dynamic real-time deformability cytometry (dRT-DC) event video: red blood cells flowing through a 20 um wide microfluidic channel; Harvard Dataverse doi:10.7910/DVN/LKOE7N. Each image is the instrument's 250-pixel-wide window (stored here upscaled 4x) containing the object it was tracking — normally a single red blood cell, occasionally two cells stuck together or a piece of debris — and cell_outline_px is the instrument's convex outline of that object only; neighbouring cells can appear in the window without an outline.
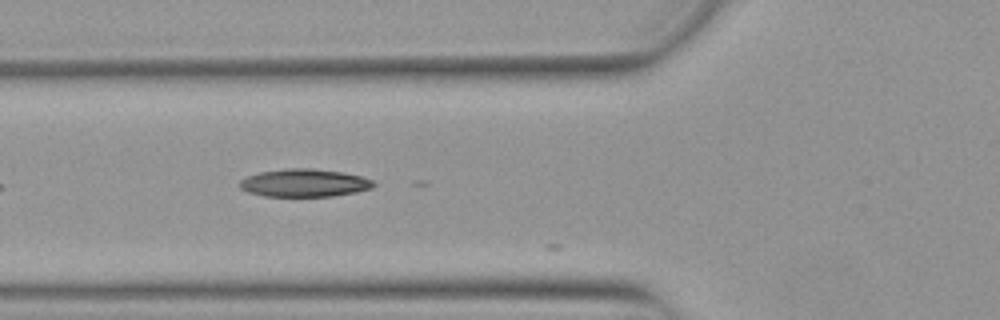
{"species": "Egyptian fruit bat (a non-hibernating species)", "species_latin": "Rousettus aegyptiacus", "temperature_condition": "warm", "stored_images_in_passage": 5, "camera_frame_rate_fps": 3000, "um_per_image_px": 0.085, "animal": {"sex": "female"}, "frame": {"image": 1, "passage_image": 2, "time_ms": 0.333, "image_size_px": [1000, 320], "cell_outline_px": [[376, 184], [372, 188], [356, 192], [332, 196], [264, 196], [248, 192], [240, 188], [240, 180], [248, 176], [260, 172], [284, 168], [312, 168], [344, 172], [360, 176], [372, 180]], "centroid_in_image_um": [25.87, 15.54], "position_along_channel_um": 99.9, "area_um2": 21.73}}